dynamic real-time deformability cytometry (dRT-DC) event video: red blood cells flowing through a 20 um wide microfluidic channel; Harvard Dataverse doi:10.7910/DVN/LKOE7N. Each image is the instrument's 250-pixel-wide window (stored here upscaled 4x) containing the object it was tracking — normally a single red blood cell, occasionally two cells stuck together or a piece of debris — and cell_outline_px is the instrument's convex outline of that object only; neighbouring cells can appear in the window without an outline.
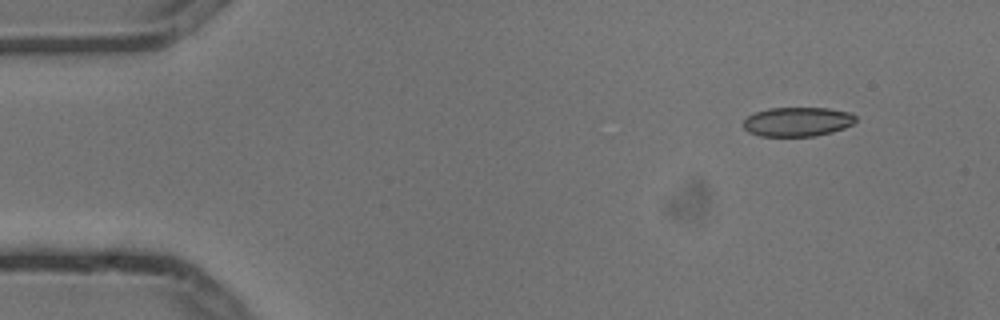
{"species": "common noctule bat (a hibernating species)", "species_latin": "Nyctalus noctula", "temperature_condition": "cold", "stored_images_in_passage": 4, "camera_frame_rate_fps": 3000, "um_per_image_px": 0.085, "animal": {"sex": "male", "body_mass_g": 13.3}, "frame": {"image": 1, "passage_image": 2, "time_ms": 0.333, "image_size_px": [1000, 320], "cell_outline_px": [[856, 120], [852, 124], [844, 128], [832, 132], [816, 136], [760, 136], [748, 132], [744, 128], [744, 120], [748, 116], [756, 112], [768, 108], [828, 108], [852, 112], [856, 116]], "centroid_in_image_um": [67.81, 10.34], "position_along_channel_um": 17.2, "area_um2": 19.25}}
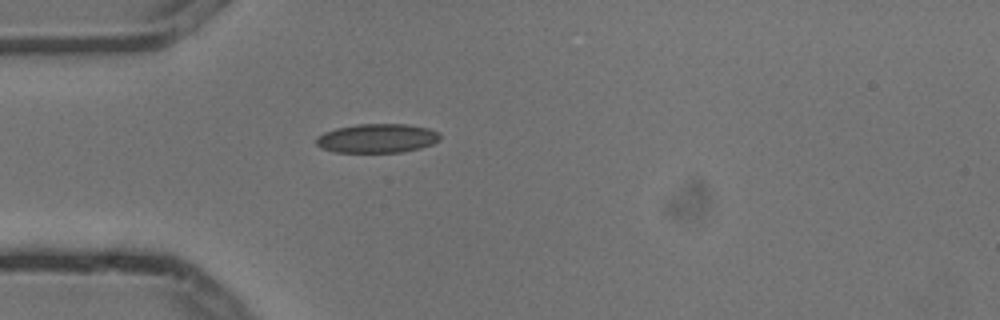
{"frame": {"image": 2, "passage_image": 4, "time_ms": 1.0, "image_size_px": [1000, 320], "cell_outline_px": [[440, 140], [432, 144], [420, 148], [400, 152], [332, 152], [320, 148], [316, 144], [316, 136], [324, 132], [336, 128], [356, 124], [408, 124], [428, 128], [436, 132], [440, 136]], "centroid_in_image_um": [32.01, 11.75], "position_along_channel_um": 53.0, "area_um2": 21.04}}